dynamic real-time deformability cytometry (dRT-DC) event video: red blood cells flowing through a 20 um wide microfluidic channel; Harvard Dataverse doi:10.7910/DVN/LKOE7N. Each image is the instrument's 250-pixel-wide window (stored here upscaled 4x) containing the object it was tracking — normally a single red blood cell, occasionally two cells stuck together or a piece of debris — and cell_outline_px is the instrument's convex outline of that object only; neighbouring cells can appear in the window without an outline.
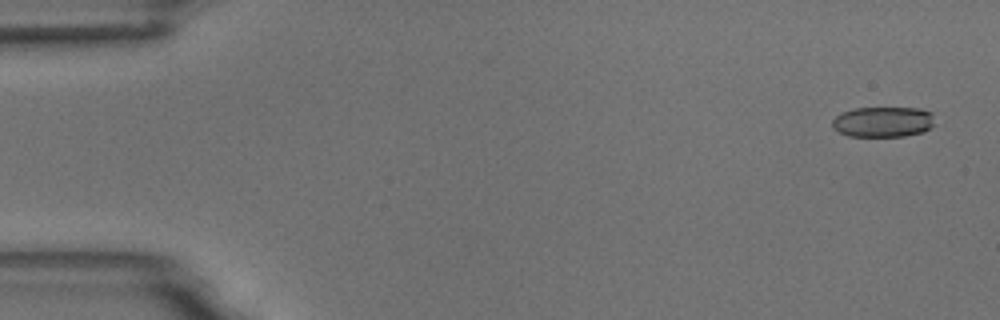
{"species": "common noctule bat (a hibernating species)", "species_latin": "Nyctalus noctula", "temperature_condition": "room temperature", "stored_images_in_passage": 5, "camera_frame_rate_fps": 3000, "um_per_image_px": 0.085, "animal": {"sex": "male", "body_mass_g": 18.8}, "frame": {"image": 1, "passage_image": 1, "time_ms": 0.0, "image_size_px": [1000, 320], "cell_outline_px": [[932, 124], [924, 132], [904, 136], [848, 136], [832, 128], [832, 120], [840, 112], [856, 108], [920, 108], [932, 112]], "centroid_in_image_um": [75.02, 10.35], "position_along_channel_um": 10.0, "area_um2": 18.15}}
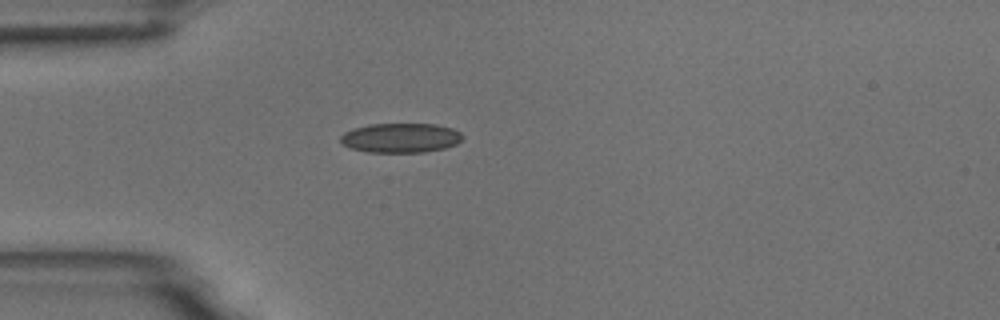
{"frame": {"image": 2, "passage_image": 5, "time_ms": 4.333, "image_size_px": [1000, 320], "cell_outline_px": [[464, 136], [456, 144], [444, 148], [424, 152], [368, 152], [352, 148], [344, 144], [340, 140], [340, 136], [344, 132], [352, 128], [368, 124], [436, 124], [452, 128], [460, 132]], "centroid_in_image_um": [34.05, 11.71], "position_along_channel_um": 50.9, "area_um2": 20.98}}